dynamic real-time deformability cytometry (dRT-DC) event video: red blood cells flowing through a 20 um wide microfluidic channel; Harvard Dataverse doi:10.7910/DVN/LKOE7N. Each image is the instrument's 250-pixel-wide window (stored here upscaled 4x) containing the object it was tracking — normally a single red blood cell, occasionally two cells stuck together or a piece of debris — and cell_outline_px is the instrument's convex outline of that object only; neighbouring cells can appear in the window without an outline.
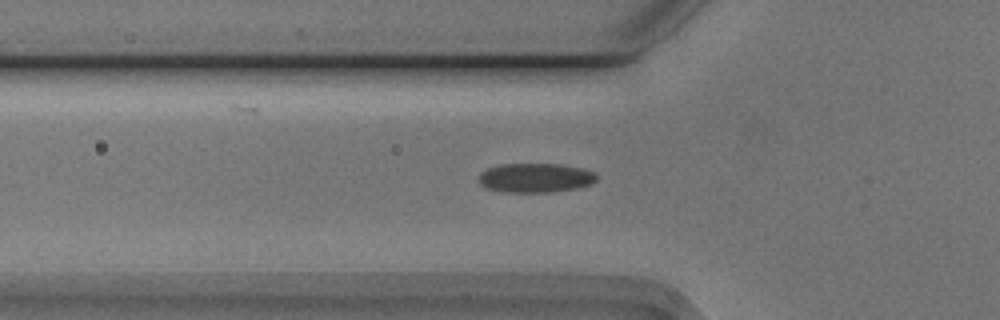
{"species": "Egyptian fruit bat (a non-hibernating species)", "species_latin": "Rousettus aegyptiacus", "temperature_condition": "cold", "stored_images_in_passage": 39, "camera_frame_rate_fps": 3000, "um_per_image_px": 0.085, "animal": {"sex": "male"}, "frame": {"image": 1, "passage_image": 3, "time_ms": 0.667, "image_size_px": [1000, 320], "cell_outline_px": [[596, 180], [592, 184], [576, 188], [552, 192], [504, 192], [484, 188], [480, 184], [480, 172], [488, 168], [504, 164], [560, 164], [580, 168], [596, 172]], "centroid_in_image_um": [45.51, 15.12], "position_along_channel_um": 80.3, "area_um2": 20.11}}
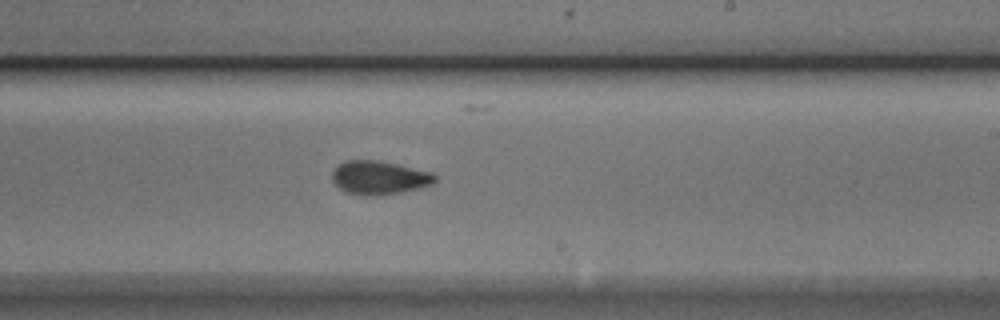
{"frame": {"image": 2, "passage_image": 17, "time_ms": 5.333, "image_size_px": [1000, 320], "cell_outline_px": [[436, 180], [432, 184], [420, 188], [400, 192], [376, 196], [368, 196], [344, 192], [332, 180], [332, 172], [340, 164], [348, 160], [380, 160], [432, 172], [436, 176]], "centroid_in_image_um": [32.25, 15.1], "position_along_channel_um": 256.8, "area_um2": 20.11}}
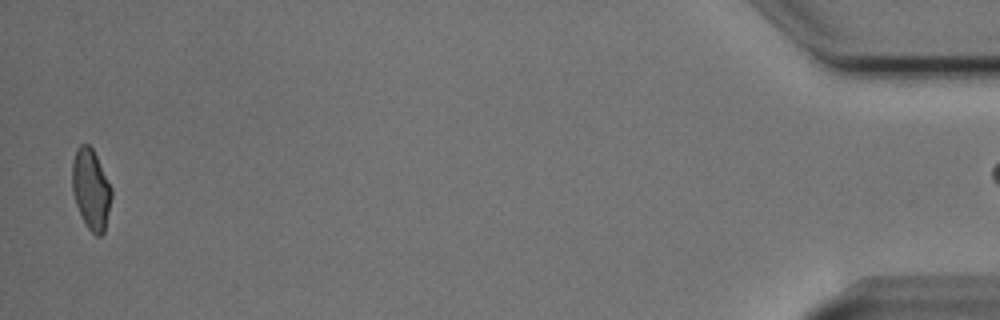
{"frame": {"image": 3, "passage_image": 38, "time_ms": 12.333, "image_size_px": [1000, 320], "cell_outline_px": [[112, 196], [104, 232], [100, 236], [96, 236], [88, 228], [76, 204], [72, 192], [72, 160], [76, 148], [80, 144], [88, 144], [92, 148], [112, 188]], "centroid_in_image_um": [7.72, 16.06], "position_along_channel_um": 427.5, "area_um2": 18.32}}